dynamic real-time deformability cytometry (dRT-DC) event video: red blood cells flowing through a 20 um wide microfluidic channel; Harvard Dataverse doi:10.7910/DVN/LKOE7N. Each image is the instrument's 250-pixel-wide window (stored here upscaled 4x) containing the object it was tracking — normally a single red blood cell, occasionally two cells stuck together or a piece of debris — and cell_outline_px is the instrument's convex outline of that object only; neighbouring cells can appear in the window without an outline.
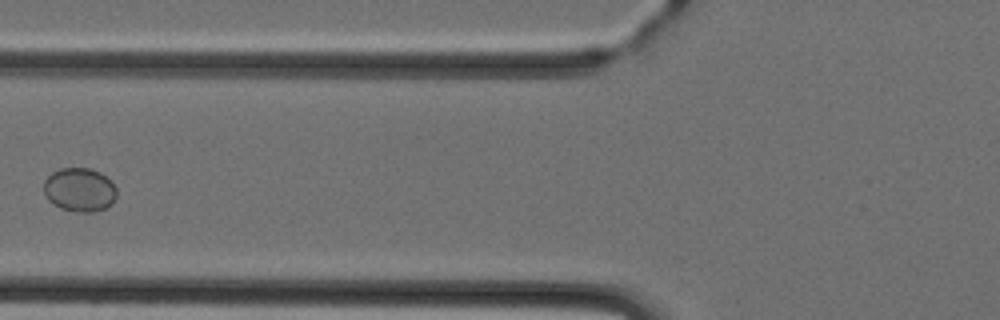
{"species": "Egyptian fruit bat (a non-hibernating species)", "species_latin": "Rousettus aegyptiacus", "temperature_condition": "cold", "stored_images_in_passage": 6, "camera_frame_rate_fps": 3000, "um_per_image_px": 0.085, "animal": {"sex": "female"}, "frame": {"image": 1, "passage_image": 6, "time_ms": 6.0, "image_size_px": [1000, 320], "cell_outline_px": [[116, 196], [112, 204], [104, 208], [92, 212], [76, 212], [60, 208], [48, 200], [44, 192], [44, 180], [52, 172], [60, 168], [88, 168], [100, 172], [116, 188]], "centroid_in_image_um": [6.74, 16.13], "position_along_channel_um": 119.1, "area_um2": 18.5}}